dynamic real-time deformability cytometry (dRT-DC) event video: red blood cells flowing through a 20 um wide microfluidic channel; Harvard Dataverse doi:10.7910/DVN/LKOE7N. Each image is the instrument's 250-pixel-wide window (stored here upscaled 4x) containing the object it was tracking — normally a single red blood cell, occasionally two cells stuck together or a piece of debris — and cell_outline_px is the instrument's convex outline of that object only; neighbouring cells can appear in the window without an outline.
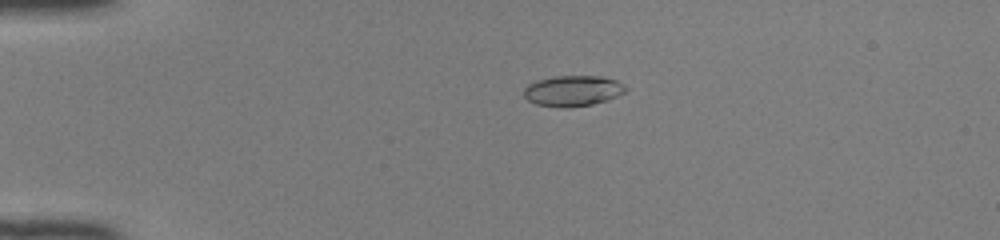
{"species": "common noctule bat (a hibernating species)", "species_latin": "Nyctalus noctula", "temperature_condition": "room temperature", "stored_images_in_passage": 39, "camera_frame_rate_fps": 3000, "um_per_image_px": 0.085, "animal": {"sex": "female", "body_mass_g": 22.0, "forearm_length_mm": 56.7}, "frame": {"image": 1, "passage_image": 1, "time_ms": 0.0, "image_size_px": [1000, 240], "cell_outline_px": [[628, 88], [624, 92], [608, 100], [592, 104], [568, 108], [564, 108], [536, 104], [528, 100], [524, 96], [524, 88], [528, 84], [536, 80], [552, 76], [600, 76], [616, 80], [624, 84]], "centroid_in_image_um": [48.68, 7.71], "position_along_channel_um": 36.3, "area_um2": 18.32}}
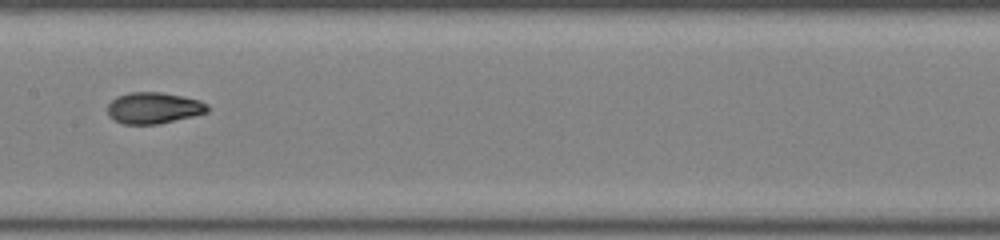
{"frame": {"image": 2, "passage_image": 16, "time_ms": 5.0, "image_size_px": [1000, 240], "cell_outline_px": [[212, 108], [208, 112], [160, 124], [124, 124], [108, 116], [108, 104], [116, 96], [128, 92], [160, 92], [200, 100], [208, 104]], "centroid_in_image_um": [13.08, 9.17], "position_along_channel_um": 194.3, "area_um2": 18.32}}
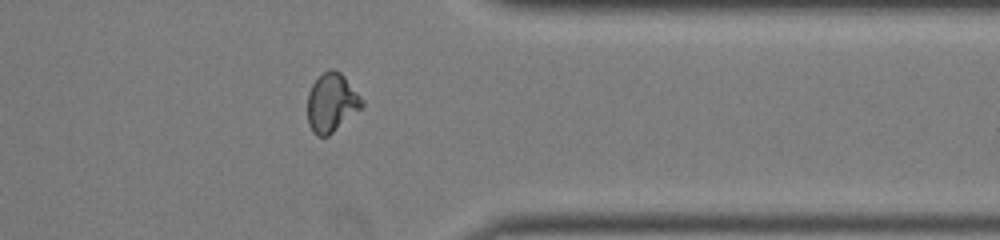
{"frame": {"image": 3, "passage_image": 30, "time_ms": 9.667, "image_size_px": [1000, 240], "cell_outline_px": [[364, 108], [328, 136], [316, 136], [312, 132], [308, 124], [308, 92], [312, 84], [324, 72], [332, 68], [340, 72], [344, 76], [364, 100]], "centroid_in_image_um": [28.21, 8.75], "position_along_channel_um": 383.2, "area_um2": 18.84}, "authors_computed_cell_mechanics": {"area_um2": 18.2648, "velocity_mm_per_s": 4.1613, "shape_relaxation_time_tau1_ms": 10.0486, "shape_relaxation_time_tau2_ms": 1.2045, "deformation_change_tau1": 0.2932, "deformation_change_tau2": 0.0602}}